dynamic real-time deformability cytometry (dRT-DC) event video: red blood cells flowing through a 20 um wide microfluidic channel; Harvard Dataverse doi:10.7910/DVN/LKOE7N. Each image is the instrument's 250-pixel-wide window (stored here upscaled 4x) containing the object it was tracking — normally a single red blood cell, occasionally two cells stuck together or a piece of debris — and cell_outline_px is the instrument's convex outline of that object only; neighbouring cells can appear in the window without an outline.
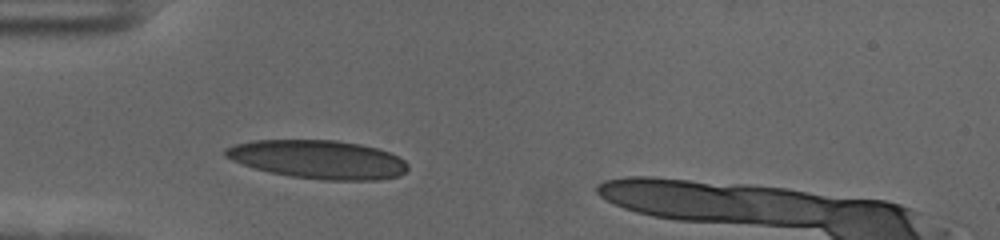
{"species": "human", "species_latin": "Homo sapiens", "temperature_condition": "cold", "stored_images_in_passage": 32, "camera_frame_rate_fps": 3000, "um_per_image_px": 0.085, "donor": {"sex": "female"}, "frame": {"image": 1, "passage_image": 1, "time_ms": 0.0, "image_size_px": [1000, 240], "cell_outline_px": [[408, 168], [404, 172], [396, 176], [380, 180], [324, 180], [288, 176], [268, 172], [232, 160], [224, 156], [224, 152], [228, 148], [236, 144], [256, 140], [336, 140], [360, 144], [376, 148], [388, 152], [404, 160], [408, 164]], "centroid_in_image_um": [27.06, 13.55], "position_along_channel_um": 57.9, "area_um2": 40.69}}
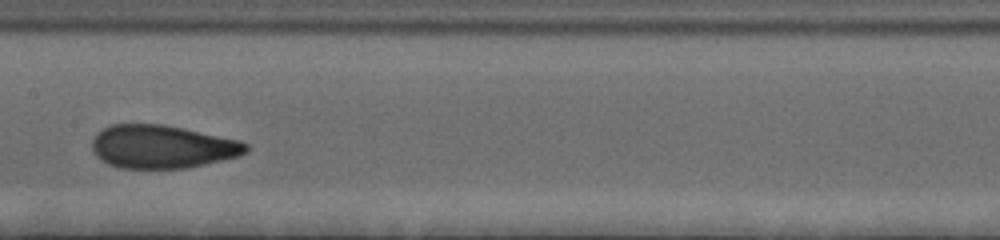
{"frame": {"image": 2, "passage_image": 13, "time_ms": 4.0, "image_size_px": [1000, 240], "cell_outline_px": [[248, 152], [240, 156], [188, 168], [120, 168], [108, 164], [100, 160], [96, 156], [92, 148], [92, 140], [104, 128], [112, 124], [164, 124], [184, 128], [240, 140], [248, 144]], "centroid_in_image_um": [13.81, 12.47], "position_along_channel_um": 193.6, "area_um2": 38.9}}
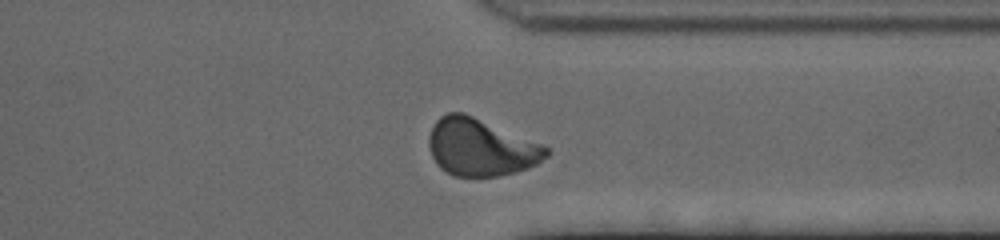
{"frame": {"image": 3, "passage_image": 28, "time_ms": 9.0, "image_size_px": [1000, 240], "cell_outline_px": [[548, 156], [536, 164], [528, 168], [516, 172], [496, 176], [452, 176], [440, 168], [436, 164], [432, 156], [428, 144], [428, 136], [436, 120], [440, 116], [448, 112], [464, 112], [540, 144], [548, 148]], "centroid_in_image_um": [40.81, 12.53], "position_along_channel_um": 370.6, "area_um2": 38.9}, "authors_computed_cell_mechanics": {"area_um2": 38.726, "velocity_mm_per_s": 3.5455, "shape_relaxation_time_tau1_ms": 6.1679, "shape_relaxation_time_tau2_ms": 1.0377, "deformation_change_tau1": 0.1862, "deformation_change_tau2": 0.075}}